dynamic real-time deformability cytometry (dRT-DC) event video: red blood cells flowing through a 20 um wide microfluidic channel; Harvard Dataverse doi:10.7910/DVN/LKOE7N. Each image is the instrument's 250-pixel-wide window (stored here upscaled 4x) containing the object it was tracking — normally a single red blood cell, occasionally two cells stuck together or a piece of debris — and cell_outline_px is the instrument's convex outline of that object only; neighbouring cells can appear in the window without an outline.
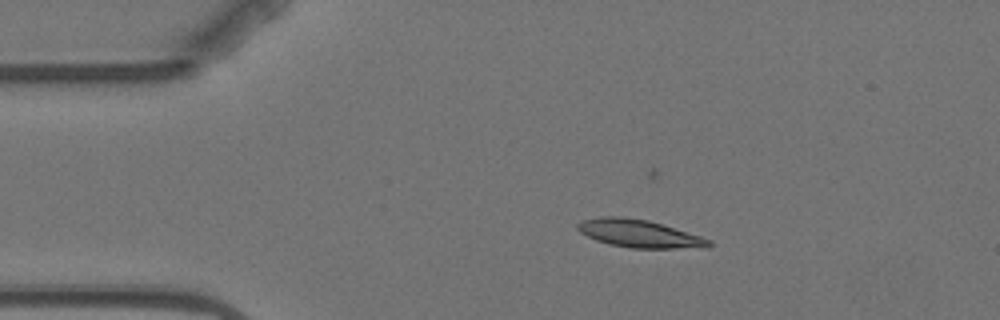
{"species": "Egyptian fruit bat (a non-hibernating species)", "species_latin": "Rousettus aegyptiacus", "temperature_condition": "warm", "stored_images_in_passage": 3, "camera_frame_rate_fps": 3000, "um_per_image_px": 0.085, "animal": {"sex": "female"}, "frame": {"image": 1, "passage_image": 1, "time_ms": 0.0, "image_size_px": [1000, 320], "cell_outline_px": [[712, 244], [708, 248], [632, 248], [608, 244], [596, 240], [580, 232], [576, 228], [576, 224], [584, 220], [600, 216], [624, 216], [648, 220], [700, 236], [712, 240]], "centroid_in_image_um": [54.33, 19.85], "position_along_channel_um": 30.7, "area_um2": 21.27}}